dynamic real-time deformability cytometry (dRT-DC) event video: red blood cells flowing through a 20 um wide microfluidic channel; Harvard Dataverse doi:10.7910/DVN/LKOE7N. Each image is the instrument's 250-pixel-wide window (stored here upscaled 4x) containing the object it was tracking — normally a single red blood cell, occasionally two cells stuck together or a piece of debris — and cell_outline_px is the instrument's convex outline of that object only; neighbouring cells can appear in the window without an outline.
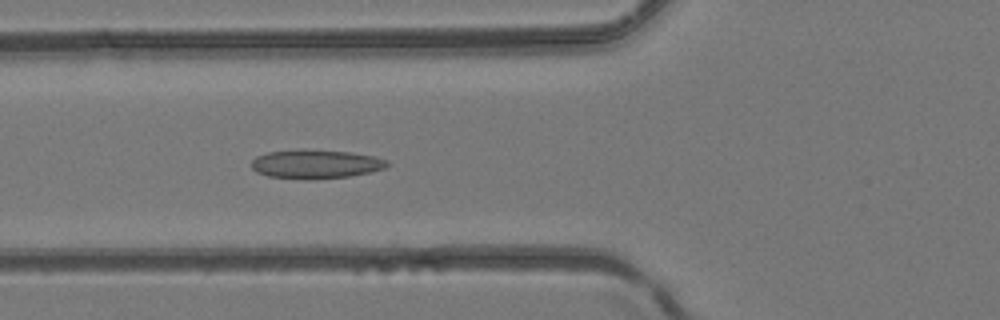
{"species": "common noctule bat (a hibernating species)", "species_latin": "Nyctalus noctula", "temperature_condition": "room temperature", "stored_images_in_passage": 47, "camera_frame_rate_fps": 3000, "um_per_image_px": 0.085, "animal": {"sex": "female", "body_mass_g": 24.6, "forearm_length_mm": 56.2}, "frame": {"image": 1, "passage_image": 18, "time_ms": 5.667, "image_size_px": [1000, 320], "cell_outline_px": [[392, 164], [384, 168], [368, 172], [348, 176], [268, 176], [256, 172], [252, 168], [252, 160], [256, 156], [268, 152], [304, 148], [348, 152], [372, 156], [388, 160]], "centroid_in_image_um": [26.84, 13.87], "position_along_channel_um": 99.0, "area_um2": 21.85}}
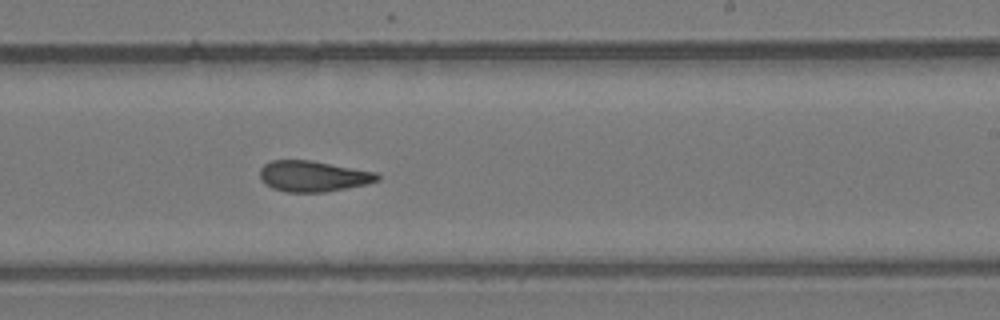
{"frame": {"image": 2, "passage_image": 29, "time_ms": 9.333, "image_size_px": [1000, 320], "cell_outline_px": [[380, 180], [368, 184], [324, 192], [288, 192], [272, 188], [264, 184], [260, 180], [260, 168], [264, 164], [272, 160], [312, 160], [376, 172], [380, 176]], "centroid_in_image_um": [26.61, 14.97], "position_along_channel_um": 262.4, "area_um2": 21.27}}
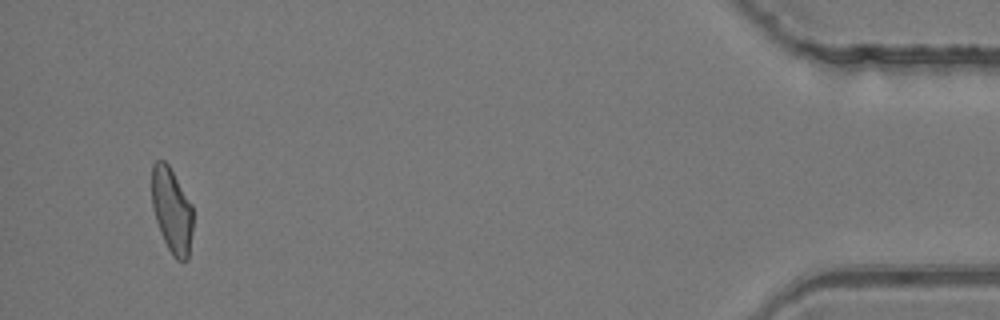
{"frame": {"image": 3, "passage_image": 45, "time_ms": 14.667, "image_size_px": [1000, 320], "cell_outline_px": [[192, 232], [188, 260], [176, 260], [172, 256], [160, 232], [152, 208], [152, 164], [156, 160], [164, 160], [168, 164], [192, 204]], "centroid_in_image_um": [14.6, 17.89], "position_along_channel_um": 420.6, "area_um2": 20.46}}